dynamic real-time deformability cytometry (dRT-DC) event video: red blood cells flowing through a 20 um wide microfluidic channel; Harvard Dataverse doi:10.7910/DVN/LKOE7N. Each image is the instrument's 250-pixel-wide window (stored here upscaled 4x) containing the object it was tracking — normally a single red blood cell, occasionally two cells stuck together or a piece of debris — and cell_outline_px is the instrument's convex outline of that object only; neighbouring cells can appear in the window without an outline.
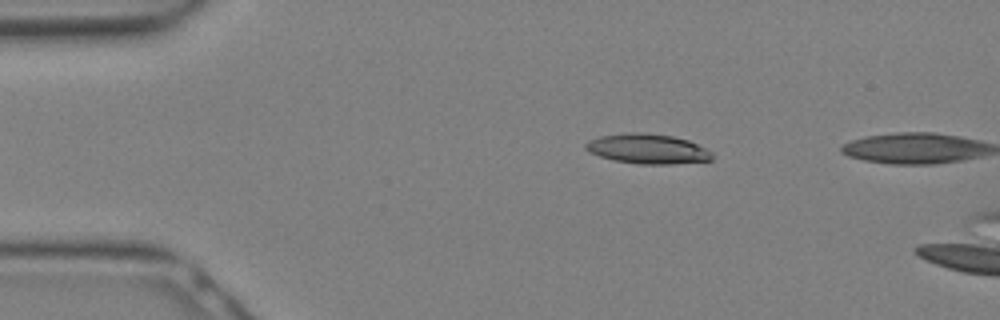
{"species": "Egyptian fruit bat (a non-hibernating species)", "species_latin": "Rousettus aegyptiacus", "temperature_condition": "warm", "stored_images_in_passage": 4, "camera_frame_rate_fps": 3000, "um_per_image_px": 0.085, "animal": {"sex": "female"}, "frame": {"image": 1, "passage_image": 3, "time_ms": 0.667, "image_size_px": [1000, 320], "cell_outline_px": [[712, 160], [672, 164], [640, 164], [612, 160], [588, 152], [584, 148], [584, 144], [588, 140], [600, 136], [628, 132], [644, 132], [672, 136], [688, 140], [712, 152]], "centroid_in_image_um": [55.0, 12.65], "position_along_channel_um": 30.0, "area_um2": 22.08}}